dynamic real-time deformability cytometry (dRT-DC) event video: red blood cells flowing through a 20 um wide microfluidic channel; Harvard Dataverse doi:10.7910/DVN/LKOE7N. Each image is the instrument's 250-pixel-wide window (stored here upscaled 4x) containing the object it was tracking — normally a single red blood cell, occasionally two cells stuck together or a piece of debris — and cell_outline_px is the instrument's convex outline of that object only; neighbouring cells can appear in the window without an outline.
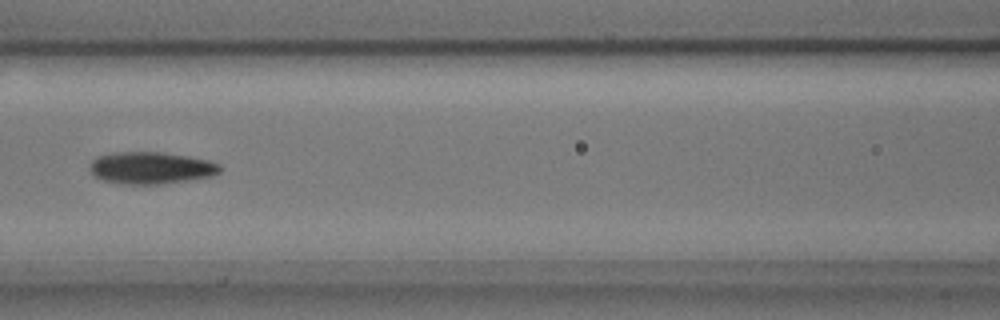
{"species": "common noctule bat (a hibernating species)", "species_latin": "Nyctalus noctula", "temperature_condition": "cold", "stored_images_in_passage": 7, "camera_frame_rate_fps": 3000, "um_per_image_px": 0.085, "animal": {"sex": "male", "body_mass_g": 17.9, "forearm_length_mm": 54.2}, "frame": {"image": 1, "passage_image": 6, "time_ms": 1.667, "image_size_px": [1000, 320], "cell_outline_px": [[220, 172], [212, 176], [188, 180], [160, 184], [120, 184], [104, 180], [96, 176], [92, 172], [92, 160], [96, 156], [112, 152], [160, 152], [188, 156], [208, 160], [220, 164]], "centroid_in_image_um": [12.85, 14.26], "position_along_channel_um": 153.8, "area_um2": 24.16}}
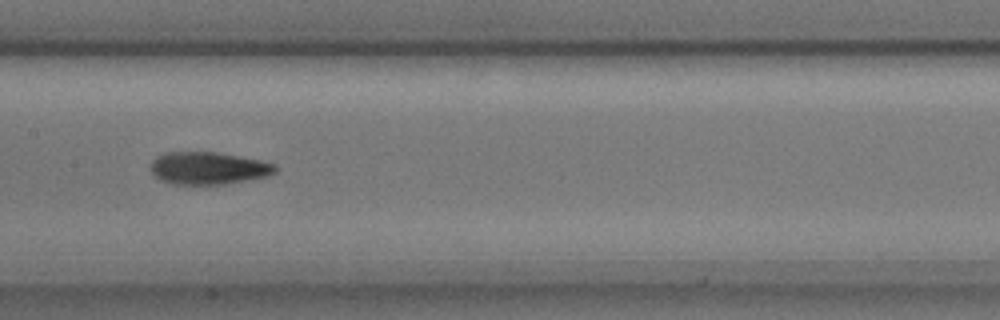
{"frame": {"image": 2, "passage_image": 7, "time_ms": 2.0, "image_size_px": [1000, 320], "cell_outline_px": [[276, 172], [268, 176], [224, 184], [172, 184], [160, 180], [152, 172], [152, 160], [156, 156], [168, 152], [216, 152], [260, 160], [276, 164]], "centroid_in_image_um": [17.71, 14.29], "position_along_channel_um": 189.7, "area_um2": 23.41}}